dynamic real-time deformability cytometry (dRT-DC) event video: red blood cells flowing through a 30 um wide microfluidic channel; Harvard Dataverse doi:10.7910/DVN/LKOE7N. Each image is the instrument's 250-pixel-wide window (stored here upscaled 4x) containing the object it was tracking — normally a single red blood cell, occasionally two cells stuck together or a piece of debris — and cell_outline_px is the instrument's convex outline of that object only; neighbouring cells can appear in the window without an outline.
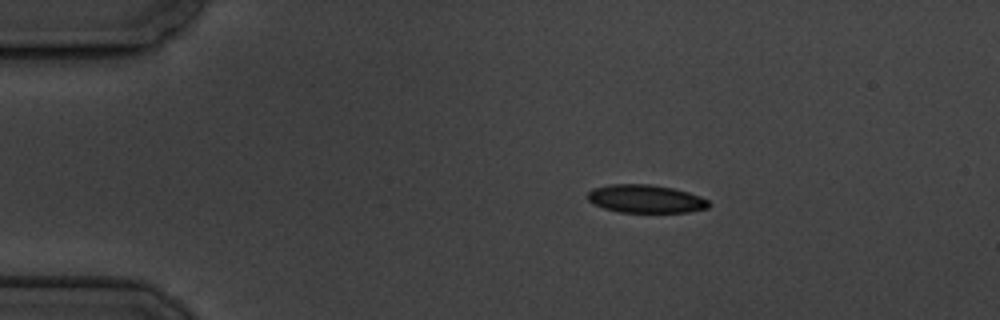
{"species": "common noctule bat (a hibernating species)", "species_latin": "Nyctalus noctula", "temperature_condition": "cold", "stored_images_in_passage": 5, "camera_frame_rate_fps": 3000, "um_per_image_px": 0.085, "animal": {"sex": "male", "body_mass_g": 19.5, "forearm_length_mm": 54.6}, "frame": {"image": 1, "passage_image": 3, "time_ms": 2.333, "image_size_px": [1000, 320], "cell_outline_px": [[712, 204], [708, 208], [688, 212], [620, 212], [604, 208], [588, 200], [588, 192], [592, 188], [612, 184], [652, 184], [672, 188], [688, 192], [700, 196], [708, 200]], "centroid_in_image_um": [54.91, 16.9], "position_along_channel_um": 30.1, "area_um2": 19.83}}